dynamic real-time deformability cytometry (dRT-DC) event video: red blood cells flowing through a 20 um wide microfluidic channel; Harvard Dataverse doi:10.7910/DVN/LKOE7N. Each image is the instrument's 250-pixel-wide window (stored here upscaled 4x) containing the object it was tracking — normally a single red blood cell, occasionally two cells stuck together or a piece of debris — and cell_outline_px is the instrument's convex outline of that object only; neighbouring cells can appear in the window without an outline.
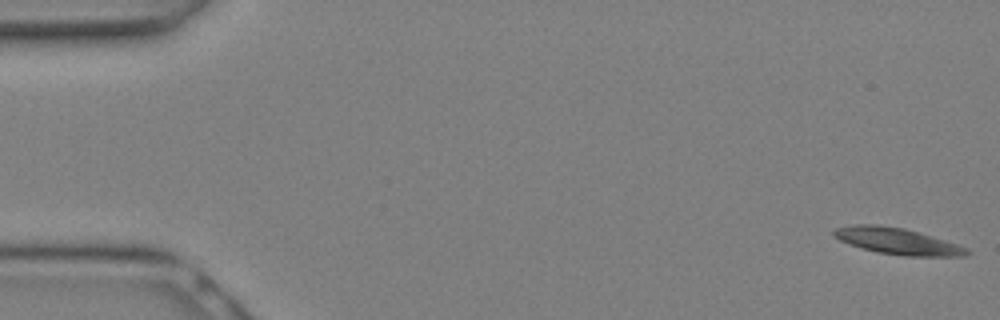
{"species": "Egyptian fruit bat (a non-hibernating species)", "species_latin": "Rousettus aegyptiacus", "temperature_condition": "warm", "stored_images_in_passage": 19, "camera_frame_rate_fps": 3000, "um_per_image_px": 0.085, "animal": {"sex": "female"}, "frame": {"image": 1, "passage_image": 1, "time_ms": 0.0, "image_size_px": [1000, 320], "cell_outline_px": [[972, 252], [964, 256], [904, 256], [876, 252], [840, 240], [832, 236], [832, 232], [836, 228], [852, 224], [880, 224], [904, 228], [932, 236], [968, 248]], "centroid_in_image_um": [76.27, 20.49], "position_along_channel_um": 8.7, "area_um2": 20.4}}
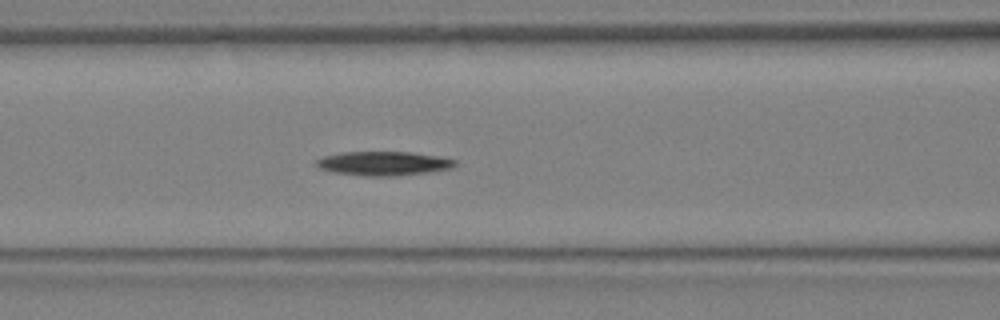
{"frame": {"image": 2, "passage_image": 12, "time_ms": 3.667, "image_size_px": [1000, 320], "cell_outline_px": [[456, 164], [452, 168], [428, 172], [396, 176], [368, 176], [332, 172], [320, 168], [316, 164], [316, 160], [324, 156], [344, 152], [412, 152], [436, 156], [456, 160]], "centroid_in_image_um": [32.6, 13.89], "position_along_channel_um": 134.0, "area_um2": 19.31}}
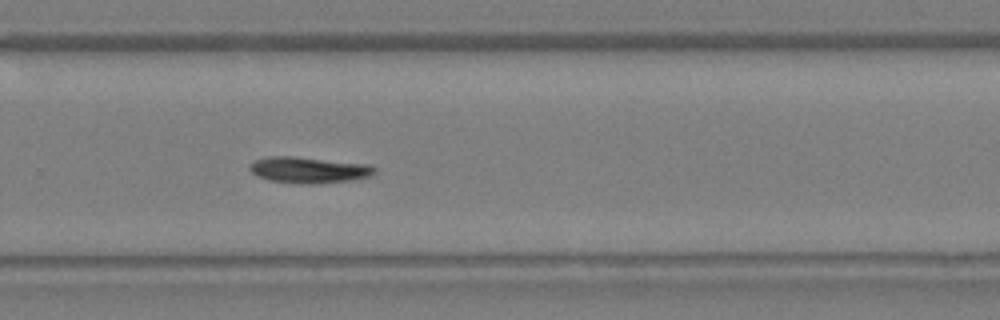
{"frame": {"image": 3, "passage_image": 19, "time_ms": 6.0, "image_size_px": [1000, 320], "cell_outline_px": [[376, 172], [372, 176], [348, 180], [300, 184], [268, 180], [256, 176], [248, 168], [248, 164], [256, 160], [268, 156], [292, 156], [372, 164], [376, 168]], "centroid_in_image_um": [26.23, 14.43], "position_along_channel_um": 303.6, "area_um2": 19.07}}